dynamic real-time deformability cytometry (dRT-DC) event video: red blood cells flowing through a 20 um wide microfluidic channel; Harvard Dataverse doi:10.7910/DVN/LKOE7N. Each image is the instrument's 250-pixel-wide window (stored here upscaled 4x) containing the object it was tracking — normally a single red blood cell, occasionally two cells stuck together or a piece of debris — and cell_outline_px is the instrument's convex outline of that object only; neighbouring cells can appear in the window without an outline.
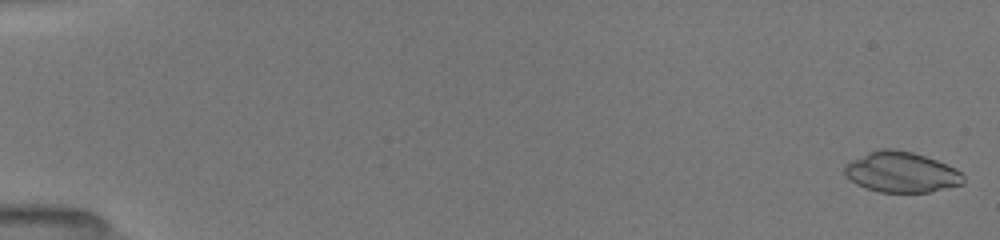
{"species": "common noctule bat (a hibernating species)", "species_latin": "Nyctalus noctula", "temperature_condition": "room temperature", "stored_images_in_passage": 8, "camera_frame_rate_fps": 3000, "um_per_image_px": 0.085, "animal": {"sex": "female", "body_mass_g": 19.5, "forearm_length_mm": 54.1}, "frame": {"image": 1, "passage_image": 1, "time_ms": 0.0, "image_size_px": [1000, 240], "cell_outline_px": [[964, 184], [928, 192], [880, 192], [864, 188], [856, 184], [844, 176], [844, 164], [868, 152], [880, 148], [892, 148], [912, 152], [936, 160], [956, 168], [964, 176]], "centroid_in_image_um": [76.58, 14.63], "position_along_channel_um": 8.4, "area_um2": 28.21}}
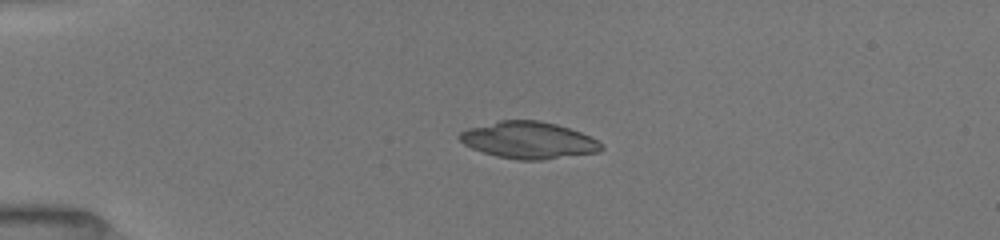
{"frame": {"image": 2, "passage_image": 7, "time_ms": 4.0, "image_size_px": [1000, 240], "cell_outline_px": [[604, 148], [600, 152], [544, 160], [520, 160], [496, 156], [472, 148], [464, 144], [456, 136], [460, 132], [468, 128], [500, 120], [540, 120], [556, 124], [580, 132], [596, 140]], "centroid_in_image_um": [44.92, 11.92], "position_along_channel_um": 40.1, "area_um2": 30.4}}